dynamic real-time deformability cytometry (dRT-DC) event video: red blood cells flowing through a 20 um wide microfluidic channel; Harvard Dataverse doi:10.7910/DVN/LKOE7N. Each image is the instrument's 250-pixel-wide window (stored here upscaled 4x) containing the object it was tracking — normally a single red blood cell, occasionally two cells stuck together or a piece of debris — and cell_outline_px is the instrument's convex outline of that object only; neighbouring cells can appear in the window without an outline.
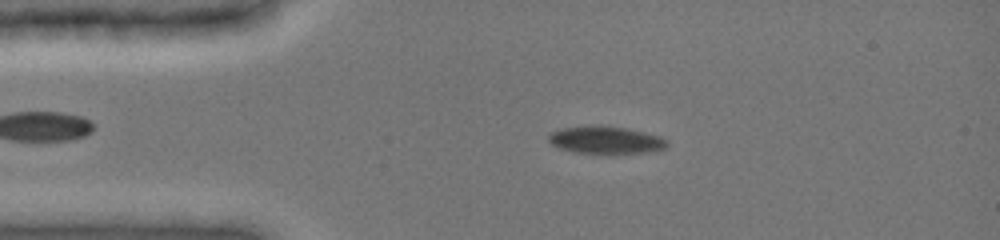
{"species": "common noctule bat (a hibernating species)", "species_latin": "Nyctalus noctula", "temperature_condition": "cold", "stored_images_in_passage": 47, "camera_frame_rate_fps": 3000, "um_per_image_px": 0.085, "animal": {"sex": "female", "body_mass_g": 19.0, "forearm_length_mm": 51.5}, "frame": {"image": 1, "passage_image": 9, "time_ms": 2.667, "image_size_px": [1000, 240], "cell_outline_px": [[668, 144], [664, 148], [644, 152], [576, 152], [560, 148], [552, 144], [548, 140], [548, 136], [552, 132], [560, 128], [600, 124], [628, 128], [660, 136], [668, 140]], "centroid_in_image_um": [51.47, 11.86], "position_along_channel_um": 33.5, "area_um2": 18.67}}
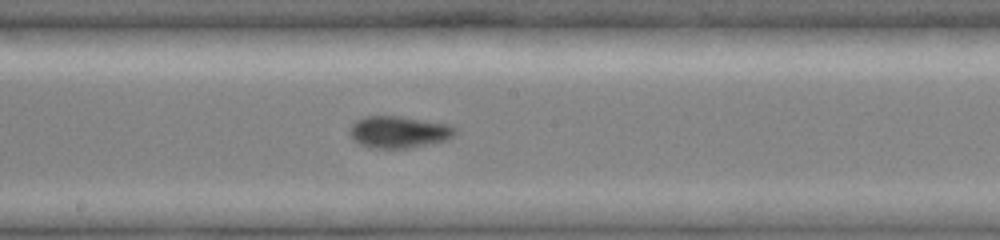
{"frame": {"image": 2, "passage_image": 25, "time_ms": 8.0, "image_size_px": [1000, 240], "cell_outline_px": [[456, 132], [452, 136], [444, 140], [408, 148], [368, 148], [352, 140], [348, 132], [352, 124], [356, 120], [364, 116], [400, 116], [448, 124], [456, 128]], "centroid_in_image_um": [33.82, 11.21], "position_along_channel_um": 214.4, "area_um2": 19.54}}
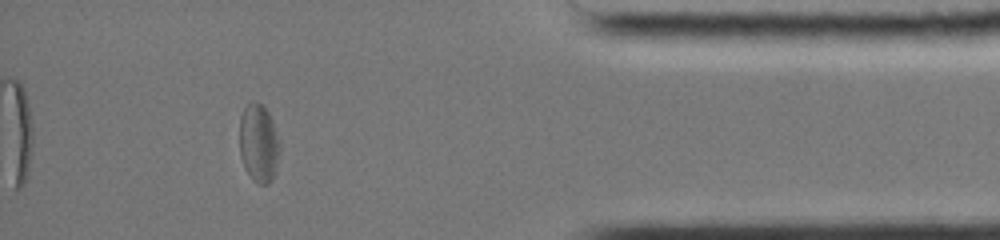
{"frame": {"image": 3, "passage_image": 42, "time_ms": 13.667, "image_size_px": [1000, 240], "cell_outline_px": [[280, 148], [276, 172], [272, 180], [268, 184], [256, 184], [252, 180], [244, 168], [240, 156], [240, 116], [244, 108], [252, 100], [256, 100], [268, 112], [272, 120], [280, 140]], "centroid_in_image_um": [21.99, 12.2], "position_along_channel_um": 413.2, "area_um2": 18.73}, "authors_computed_cell_mechanics": {"area_um2": 19.0162, "velocity_mm_per_s": 3.9618, "shape_relaxation_time_tau1_ms": null, "shape_relaxation_time_tau2_ms": 2.1417, "deformation_change_tau1": null, "deformation_change_tau2": 0.0339}}